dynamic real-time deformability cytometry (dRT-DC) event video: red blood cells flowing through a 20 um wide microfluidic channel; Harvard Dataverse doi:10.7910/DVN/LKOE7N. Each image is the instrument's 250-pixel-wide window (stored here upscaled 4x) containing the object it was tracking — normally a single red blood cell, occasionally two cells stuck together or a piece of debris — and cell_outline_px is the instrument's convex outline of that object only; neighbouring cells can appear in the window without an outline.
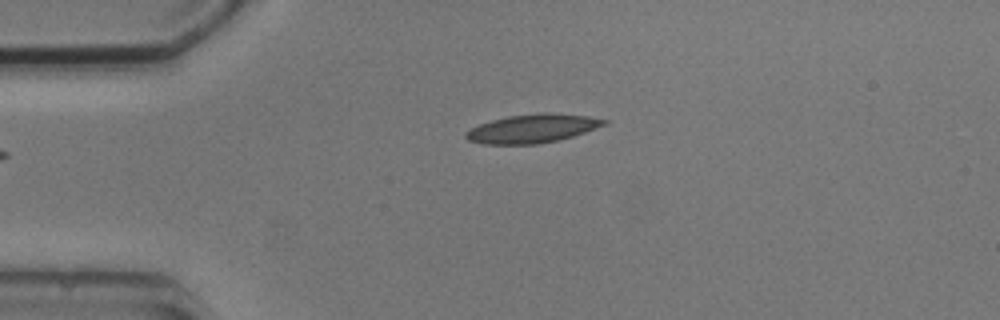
{"species": "common noctule bat (a hibernating species)", "species_latin": "Nyctalus noctula", "temperature_condition": "cold", "stored_images_in_passage": 5, "camera_frame_rate_fps": 3000, "um_per_image_px": 0.085, "animal": {"sex": "male", "body_mass_g": 20.5, "forearm_length_mm": 52.5}, "frame": {"image": 1, "passage_image": 5, "time_ms": 5.333, "image_size_px": [1000, 320], "cell_outline_px": [[608, 124], [572, 136], [556, 140], [536, 144], [484, 144], [468, 140], [464, 136], [464, 132], [480, 124], [492, 120], [508, 116], [544, 112], [588, 116], [608, 120]], "centroid_in_image_um": [45.25, 10.92], "position_along_channel_um": 39.8, "area_um2": 22.83}}